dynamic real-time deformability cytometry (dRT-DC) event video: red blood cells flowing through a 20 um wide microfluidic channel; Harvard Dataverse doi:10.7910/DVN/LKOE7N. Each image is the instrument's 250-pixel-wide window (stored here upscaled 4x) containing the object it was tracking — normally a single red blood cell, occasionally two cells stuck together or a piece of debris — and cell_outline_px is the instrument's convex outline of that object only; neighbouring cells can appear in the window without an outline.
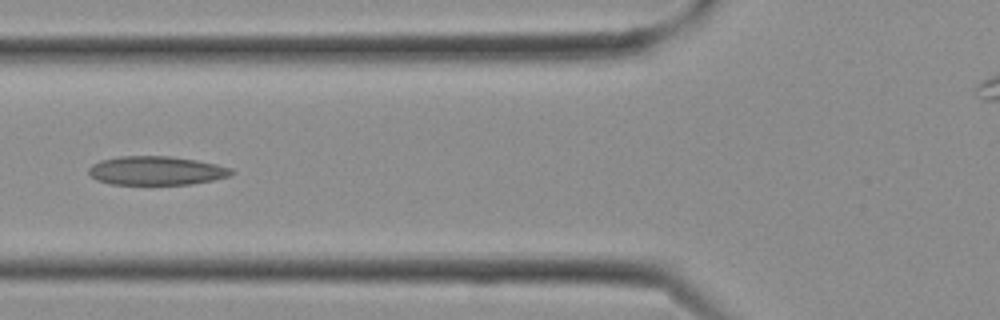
{"species": "Egyptian fruit bat (a non-hibernating species)", "species_latin": "Rousettus aegyptiacus", "temperature_condition": "cold", "stored_images_in_passage": 10, "camera_frame_rate_fps": 3000, "um_per_image_px": 0.085, "frame": {"image": 1, "passage_image": 9, "time_ms": 2.667, "image_size_px": [1000, 320], "cell_outline_px": [[236, 172], [228, 176], [212, 180], [192, 184], [112, 184], [96, 180], [88, 172], [88, 168], [92, 164], [100, 160], [120, 156], [172, 156], [196, 160], [216, 164], [232, 168]], "centroid_in_image_um": [13.28, 14.5], "position_along_channel_um": 112.5, "area_um2": 23.99}}